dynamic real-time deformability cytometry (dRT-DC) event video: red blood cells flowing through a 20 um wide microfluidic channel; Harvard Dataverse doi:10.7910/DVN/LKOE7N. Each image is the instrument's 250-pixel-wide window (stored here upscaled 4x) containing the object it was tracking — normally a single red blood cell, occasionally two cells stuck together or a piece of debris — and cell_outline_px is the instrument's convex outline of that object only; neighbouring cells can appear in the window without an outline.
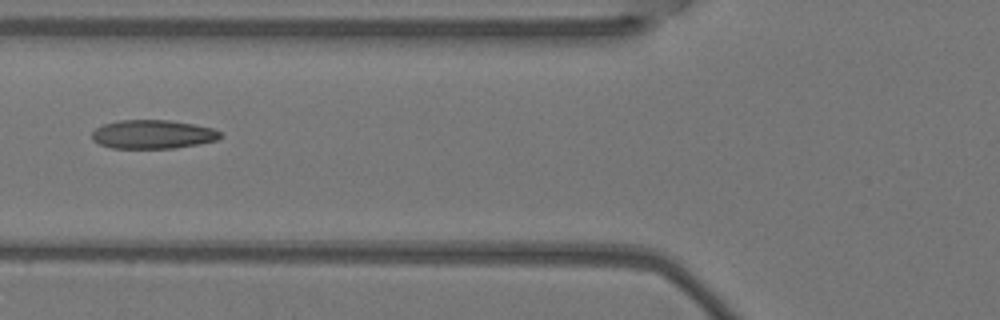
{"species": "Egyptian fruit bat (a non-hibernating species)", "species_latin": "Rousettus aegyptiacus", "temperature_condition": "warm", "stored_images_in_passage": 6, "camera_frame_rate_fps": 3000, "um_per_image_px": 0.085, "animal": {"sex": "female"}, "frame": {"image": 1, "passage_image": 3, "time_ms": 0.667, "image_size_px": [1000, 320], "cell_outline_px": [[220, 136], [216, 140], [200, 144], [176, 148], [112, 148], [100, 144], [92, 140], [92, 132], [96, 128], [104, 124], [120, 120], [168, 120], [192, 124], [212, 128], [220, 132]], "centroid_in_image_um": [12.97, 11.42], "position_along_channel_um": 112.8, "area_um2": 21.39}}
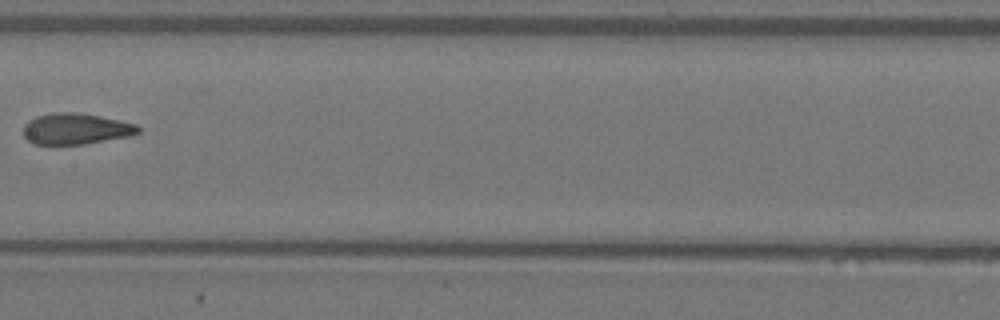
{"frame": {"image": 2, "passage_image": 5, "time_ms": 1.333, "image_size_px": [1000, 320], "cell_outline_px": [[140, 132], [128, 136], [84, 144], [32, 144], [24, 136], [24, 124], [28, 120], [36, 116], [52, 112], [76, 112], [100, 116], [120, 120], [136, 124], [140, 128]], "centroid_in_image_um": [6.42, 10.94], "position_along_channel_um": 201.0, "area_um2": 20.81}}
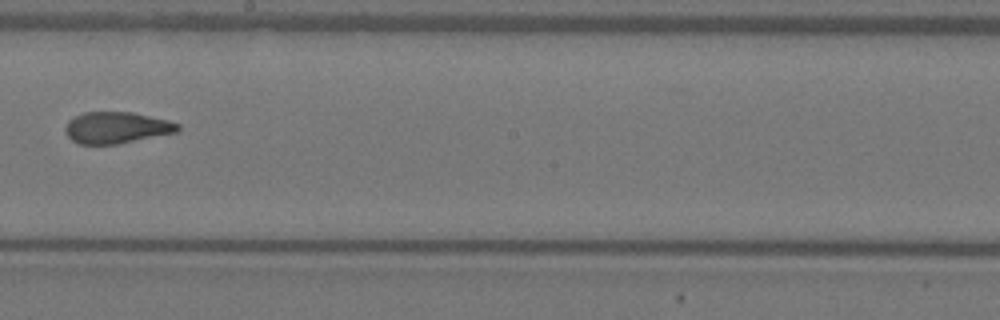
{"frame": {"image": 3, "passage_image": 6, "time_ms": 1.667, "image_size_px": [1000, 320], "cell_outline_px": [[180, 132], [116, 144], [76, 144], [64, 132], [64, 128], [68, 120], [84, 112], [132, 112], [168, 120], [180, 124]], "centroid_in_image_um": [9.91, 10.85], "position_along_channel_um": 238.3, "area_um2": 20.81}}